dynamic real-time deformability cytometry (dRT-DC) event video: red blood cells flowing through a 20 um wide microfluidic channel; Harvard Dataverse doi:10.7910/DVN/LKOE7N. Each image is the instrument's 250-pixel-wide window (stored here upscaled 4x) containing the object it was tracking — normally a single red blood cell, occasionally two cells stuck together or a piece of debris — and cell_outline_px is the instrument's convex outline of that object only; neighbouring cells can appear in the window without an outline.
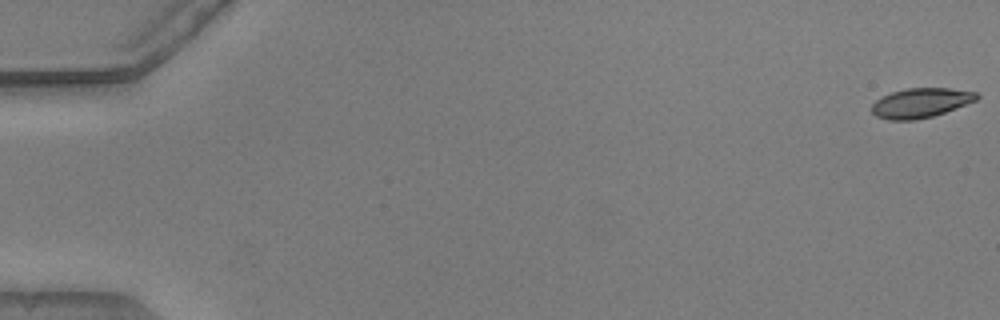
{"species": "common noctule bat (a hibernating species)", "species_latin": "Nyctalus noctula", "temperature_condition": "warm", "stored_images_in_passage": 4, "camera_frame_rate_fps": 3000, "um_per_image_px": 0.085, "animal": {"sex": "male", "body_mass_g": 20.5, "forearm_length_mm": 52.5}, "frame": {"image": 1, "passage_image": 1, "time_ms": 0.0, "image_size_px": [1000, 320], "cell_outline_px": [[980, 96], [976, 100], [944, 112], [932, 116], [916, 120], [888, 120], [876, 116], [872, 112], [872, 104], [876, 100], [892, 92], [908, 88], [948, 88], [976, 92]], "centroid_in_image_um": [78.24, 8.75], "position_along_channel_um": 6.8, "area_um2": 17.86}}